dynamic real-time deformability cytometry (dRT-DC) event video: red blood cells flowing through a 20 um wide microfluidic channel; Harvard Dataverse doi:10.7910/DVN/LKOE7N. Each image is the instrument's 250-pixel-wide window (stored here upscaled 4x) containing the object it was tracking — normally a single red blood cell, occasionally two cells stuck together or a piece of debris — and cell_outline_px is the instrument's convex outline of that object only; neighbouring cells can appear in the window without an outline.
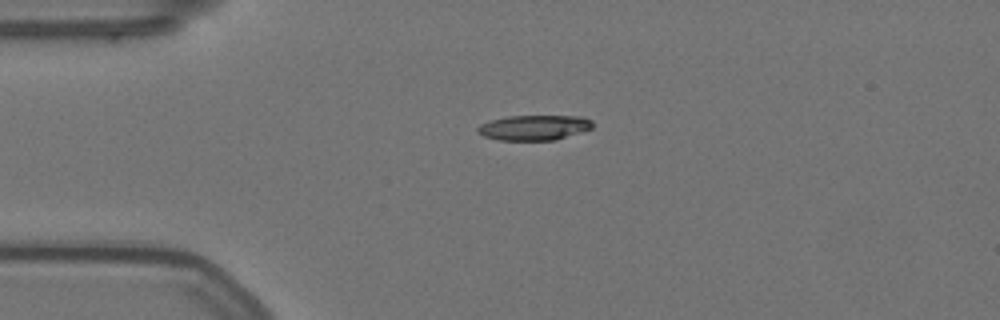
{"species": "Egyptian fruit bat (a non-hibernating species)", "species_latin": "Rousettus aegyptiacus", "temperature_condition": "warm", "stored_images_in_passage": 45, "camera_frame_rate_fps": 3000, "um_per_image_px": 0.085, "animal": {"sex": "female"}, "frame": {"image": 1, "passage_image": 1, "time_ms": 0.0, "image_size_px": [1000, 320], "cell_outline_px": [[592, 128], [556, 140], [500, 140], [484, 136], [476, 132], [476, 128], [480, 124], [492, 120], [508, 116], [584, 116], [592, 120]], "centroid_in_image_um": [45.4, 10.84], "position_along_channel_um": 39.6, "area_um2": 16.82}}
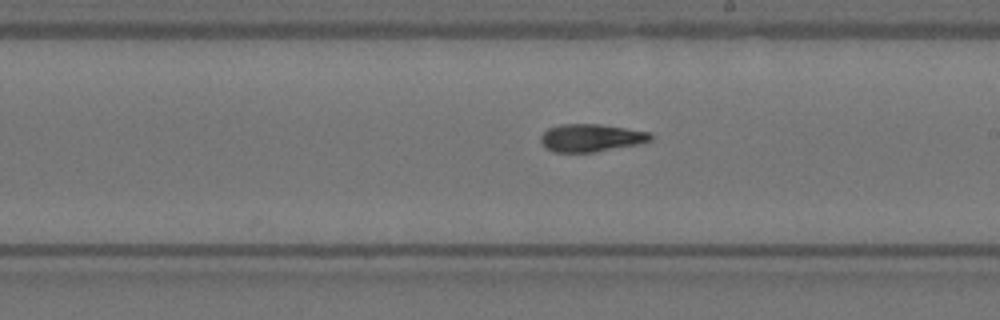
{"frame": {"image": 2, "passage_image": 20, "time_ms": 6.333, "image_size_px": [1000, 320], "cell_outline_px": [[652, 140], [640, 144], [596, 152], [552, 152], [544, 148], [540, 140], [540, 136], [548, 128], [560, 124], [600, 124], [648, 132], [652, 136]], "centroid_in_image_um": [50.2, 11.73], "position_along_channel_um": 238.8, "area_um2": 17.86}}
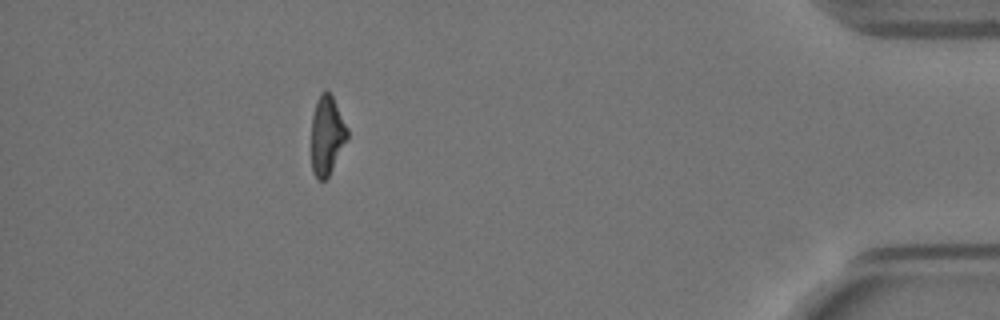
{"frame": {"image": 3, "passage_image": 39, "time_ms": 12.667, "image_size_px": [1000, 320], "cell_outline_px": [[348, 140], [328, 176], [324, 180], [316, 180], [312, 172], [312, 116], [316, 100], [320, 92], [328, 92], [332, 96], [348, 128]], "centroid_in_image_um": [27.79, 11.52], "position_along_channel_um": 407.4, "area_um2": 16.59}, "authors_computed_cell_mechanics": {"area_um2": 17.629, "velocity_mm_per_s": 3.5368, "shape_relaxation_time_tau1_ms": 4.0459, "shape_relaxation_time_tau2_ms": 6.9608, "deformation_change_tau1": 0.1958, "deformation_change_tau2": 0.1649}}